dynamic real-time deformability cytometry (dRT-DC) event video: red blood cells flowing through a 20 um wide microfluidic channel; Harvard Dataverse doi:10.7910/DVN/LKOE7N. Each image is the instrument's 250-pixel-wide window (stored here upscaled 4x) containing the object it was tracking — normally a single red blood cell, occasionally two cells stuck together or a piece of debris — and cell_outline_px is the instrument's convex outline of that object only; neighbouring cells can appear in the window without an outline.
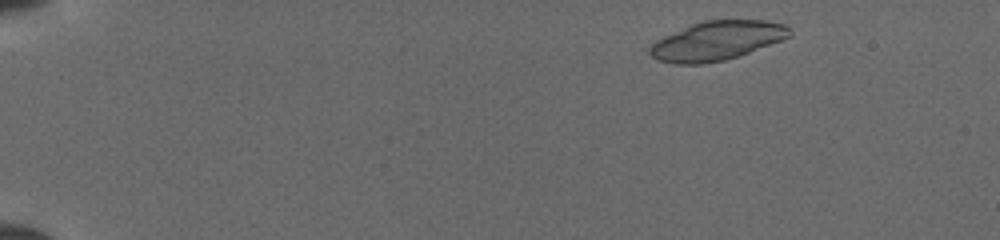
{"species": "common noctule bat (a hibernating species)", "species_latin": "Nyctalus noctula", "temperature_condition": "cold", "stored_images_in_passage": 27, "camera_frame_rate_fps": 3000, "um_per_image_px": 0.085, "animal": {"sex": "female", "body_mass_g": 19.5, "forearm_length_mm": 54.1}, "frame": {"image": 1, "passage_image": 2, "time_ms": 0.333, "image_size_px": [1000, 240], "cell_outline_px": [[792, 32], [788, 36], [780, 40], [748, 52], [724, 60], [700, 64], [672, 64], [660, 60], [652, 56], [648, 52], [648, 48], [656, 40], [664, 36], [692, 24], [704, 20], [764, 20], [784, 24]], "centroid_in_image_um": [60.89, 3.46], "position_along_channel_um": 24.1, "area_um2": 31.33}}